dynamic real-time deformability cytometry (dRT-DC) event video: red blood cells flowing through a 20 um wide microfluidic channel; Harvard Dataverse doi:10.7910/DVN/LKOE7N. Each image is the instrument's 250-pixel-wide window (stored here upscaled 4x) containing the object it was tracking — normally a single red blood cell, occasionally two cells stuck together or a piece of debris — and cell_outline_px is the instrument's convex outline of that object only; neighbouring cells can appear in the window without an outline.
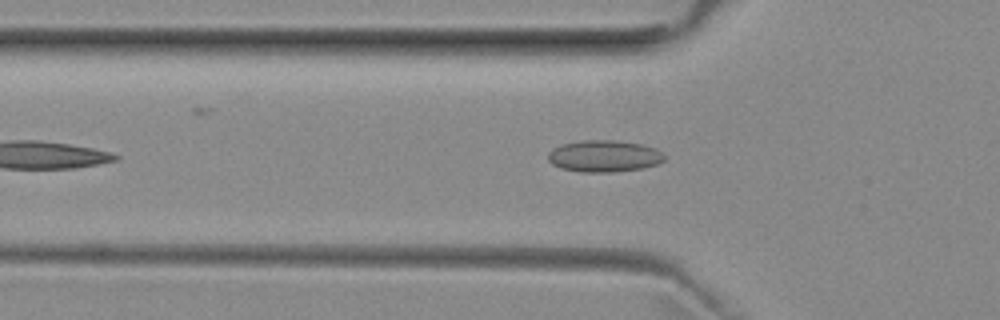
{"species": "common noctule bat (a hibernating species)", "species_latin": "Nyctalus noctula", "temperature_condition": "room temperature", "stored_images_in_passage": 40, "camera_frame_rate_fps": 3000, "um_per_image_px": 0.085, "animal": {"sex": "female", "body_mass_g": 29.2, "forearm_length_mm": 56.3}, "frame": {"image": 1, "passage_image": 8, "time_ms": 2.333, "image_size_px": [1000, 320], "cell_outline_px": [[664, 160], [656, 164], [640, 168], [612, 172], [580, 172], [560, 168], [552, 164], [548, 160], [548, 152], [552, 148], [564, 144], [584, 140], [616, 140], [640, 144], [656, 148], [664, 156]], "centroid_in_image_um": [51.31, 13.27], "position_along_channel_um": 74.5, "area_um2": 21.39}}
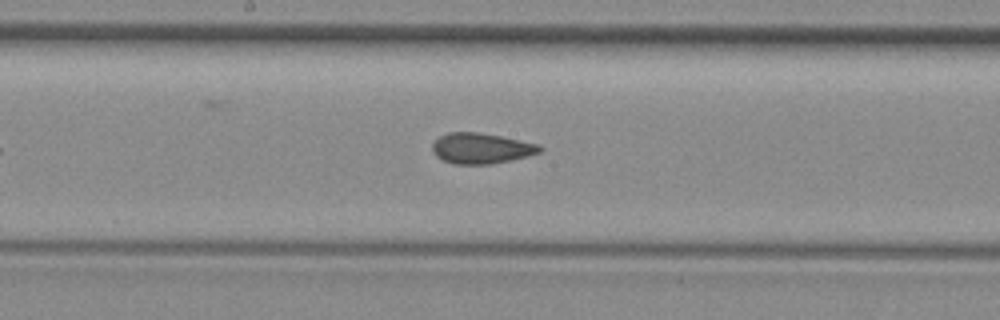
{"frame": {"image": 2, "passage_image": 18, "time_ms": 5.667, "image_size_px": [1000, 320], "cell_outline_px": [[544, 148], [540, 152], [512, 160], [492, 164], [452, 164], [436, 156], [432, 152], [432, 144], [440, 136], [448, 132], [476, 132], [500, 136], [536, 144]], "centroid_in_image_um": [40.86, 12.61], "position_along_channel_um": 207.3, "area_um2": 19.02}}
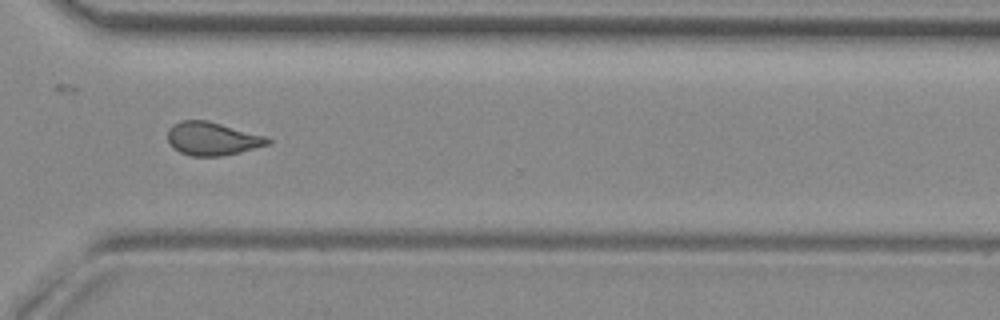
{"frame": {"image": 3, "passage_image": 29, "time_ms": 9.333, "image_size_px": [1000, 320], "cell_outline_px": [[272, 144], [240, 152], [220, 156], [192, 156], [180, 152], [168, 140], [168, 128], [172, 124], [180, 120], [208, 120], [268, 136], [272, 140]], "centroid_in_image_um": [18.1, 11.77], "position_along_channel_um": 352.5, "area_um2": 19.59}, "authors_computed_cell_mechanics": {"area_um2": 19.4208, "velocity_mm_per_s": 3.9621, "shape_relaxation_time_tau1_ms": null, "shape_relaxation_time_tau2_ms": 1.7629, "deformation_change_tau1": null, "deformation_change_tau2": 0.0907}}